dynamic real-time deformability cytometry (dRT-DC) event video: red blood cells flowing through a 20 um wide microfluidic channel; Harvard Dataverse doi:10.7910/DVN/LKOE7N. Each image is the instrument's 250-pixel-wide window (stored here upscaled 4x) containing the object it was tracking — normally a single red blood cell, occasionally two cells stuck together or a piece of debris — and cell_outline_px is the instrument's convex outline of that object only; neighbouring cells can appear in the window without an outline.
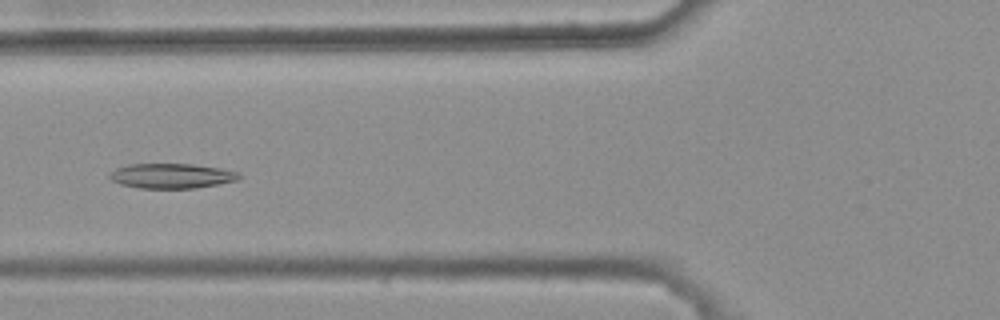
{"species": "common noctule bat (a hibernating species)", "species_latin": "Nyctalus noctula", "temperature_condition": "warm", "stored_images_in_passage": 7, "camera_frame_rate_fps": 3000, "um_per_image_px": 0.085, "animal": {"sex": "female", "body_mass_g": 25.1}, "frame": {"image": 1, "passage_image": 5, "time_ms": 1.333, "image_size_px": [1000, 320], "cell_outline_px": [[240, 176], [236, 180], [220, 184], [196, 188], [140, 188], [120, 184], [112, 180], [108, 176], [116, 168], [128, 164], [192, 164], [220, 168], [240, 172]], "centroid_in_image_um": [14.59, 14.95], "position_along_channel_um": 111.2, "area_um2": 18.73}}
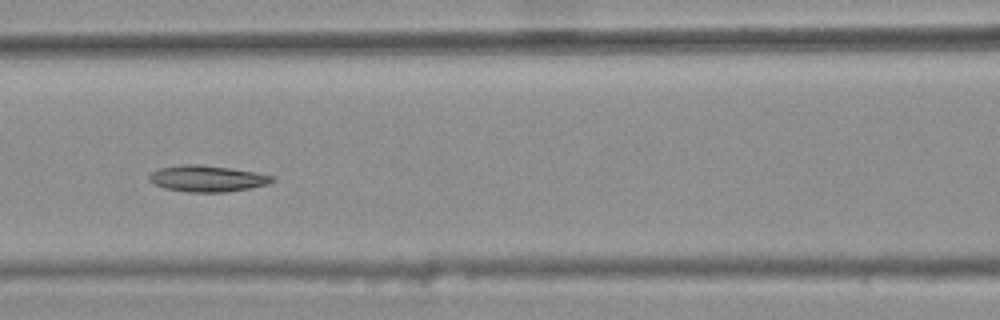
{"frame": {"image": 2, "passage_image": 6, "time_ms": 1.667, "image_size_px": [1000, 320], "cell_outline_px": [[276, 180], [268, 184], [228, 192], [188, 192], [164, 188], [148, 180], [148, 176], [152, 172], [160, 168], [180, 164], [200, 164], [256, 172], [272, 176]], "centroid_in_image_um": [17.6, 15.17], "position_along_channel_um": 149.0, "area_um2": 18.79}}
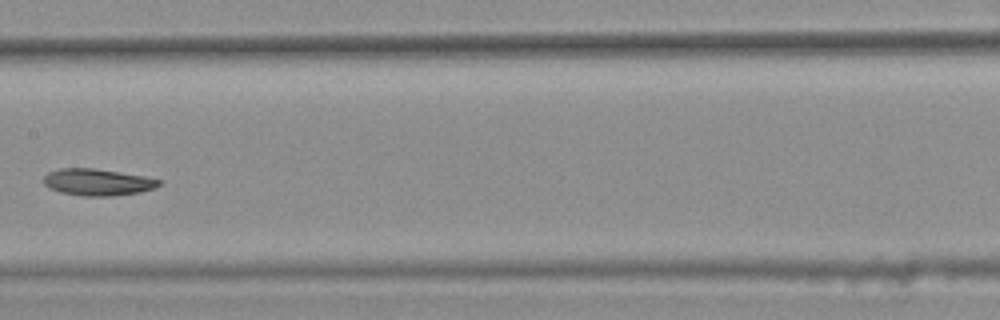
{"frame": {"image": 3, "passage_image": 7, "time_ms": 2.0, "image_size_px": [1000, 320], "cell_outline_px": [[160, 184], [156, 188], [140, 192], [112, 196], [80, 196], [60, 192], [48, 188], [44, 184], [44, 176], [48, 172], [60, 168], [96, 168], [144, 176], [160, 180]], "centroid_in_image_um": [8.27, 15.48], "position_along_channel_um": 199.1, "area_um2": 18.09}}